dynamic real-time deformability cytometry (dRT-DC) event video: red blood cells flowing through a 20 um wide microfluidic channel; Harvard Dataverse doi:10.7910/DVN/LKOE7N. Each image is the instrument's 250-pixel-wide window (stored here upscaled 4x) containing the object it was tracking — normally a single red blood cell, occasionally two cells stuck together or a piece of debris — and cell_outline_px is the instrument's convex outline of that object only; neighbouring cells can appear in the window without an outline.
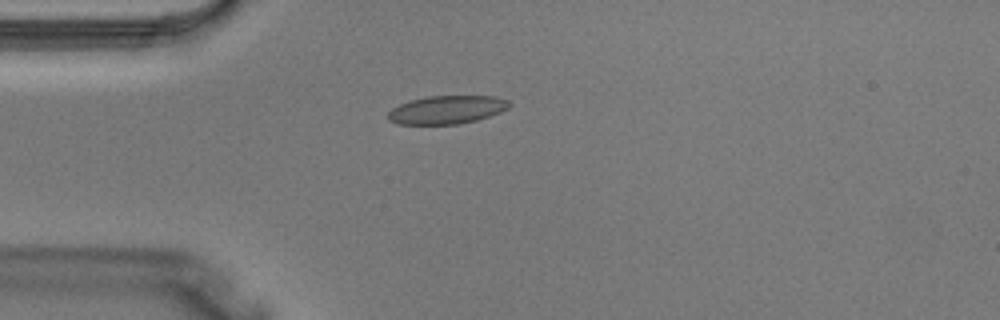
{"species": "Egyptian fruit bat (a non-hibernating species)", "species_latin": "Rousettus aegyptiacus", "temperature_condition": "warm", "stored_images_in_passage": 1, "camera_frame_rate_fps": 3000, "um_per_image_px": 0.085, "animal": {"sex": "male"}, "frame": {"image": 1, "passage_image": 1, "time_ms": 0.0, "image_size_px": [1000, 320], "cell_outline_px": [[512, 104], [508, 108], [500, 112], [476, 120], [460, 124], [400, 124], [388, 120], [388, 112], [392, 108], [400, 104], [412, 100], [428, 96], [492, 96], [508, 100]], "centroid_in_image_um": [37.99, 9.33], "position_along_channel_um": 47.0, "area_um2": 19.83}}